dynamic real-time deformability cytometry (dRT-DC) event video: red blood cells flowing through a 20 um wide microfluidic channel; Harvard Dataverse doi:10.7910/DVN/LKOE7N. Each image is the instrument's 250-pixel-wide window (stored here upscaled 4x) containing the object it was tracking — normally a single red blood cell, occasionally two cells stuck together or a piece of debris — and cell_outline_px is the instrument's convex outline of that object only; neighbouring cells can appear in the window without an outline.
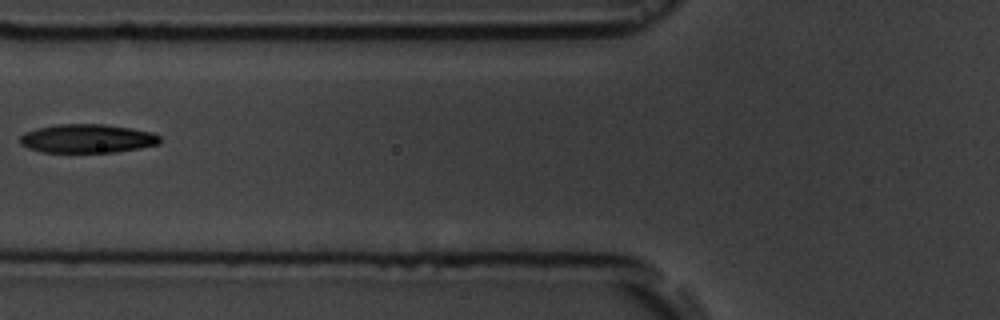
{"species": "common noctule bat (a hibernating species)", "species_latin": "Nyctalus noctula", "temperature_condition": "room temperature", "stored_images_in_passage": 12, "camera_frame_rate_fps": 3000, "um_per_image_px": 0.085, "animal": {"sex": "male", "body_mass_g": 19.5, "forearm_length_mm": 54.6}, "frame": {"image": 1, "passage_image": 7, "time_ms": 7.0, "image_size_px": [1000, 320], "cell_outline_px": [[160, 144], [140, 148], [116, 152], [44, 152], [28, 148], [20, 144], [20, 136], [24, 132], [36, 128], [60, 124], [104, 124], [132, 128], [152, 132], [160, 136]], "centroid_in_image_um": [7.43, 11.77], "position_along_channel_um": 118.4, "area_um2": 23.52}}
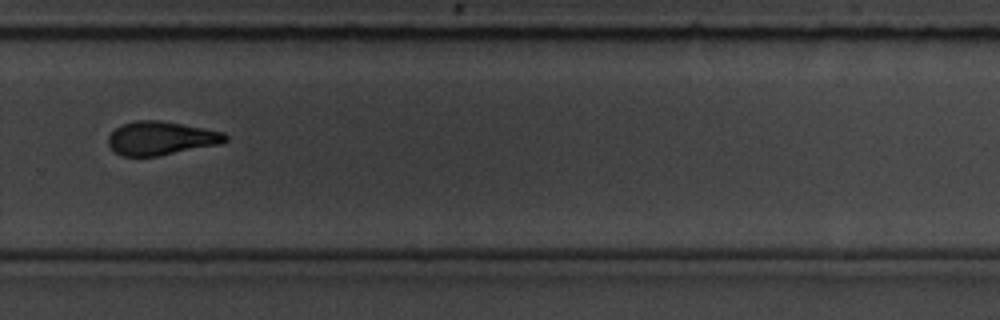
{"frame": {"image": 2, "passage_image": 12, "time_ms": 12.333, "image_size_px": [1000, 320], "cell_outline_px": [[228, 140], [220, 144], [160, 156], [120, 156], [108, 144], [108, 136], [120, 124], [136, 120], [160, 120], [224, 132], [228, 136]], "centroid_in_image_um": [13.68, 11.75], "position_along_channel_um": 316.1, "area_um2": 23.0}}